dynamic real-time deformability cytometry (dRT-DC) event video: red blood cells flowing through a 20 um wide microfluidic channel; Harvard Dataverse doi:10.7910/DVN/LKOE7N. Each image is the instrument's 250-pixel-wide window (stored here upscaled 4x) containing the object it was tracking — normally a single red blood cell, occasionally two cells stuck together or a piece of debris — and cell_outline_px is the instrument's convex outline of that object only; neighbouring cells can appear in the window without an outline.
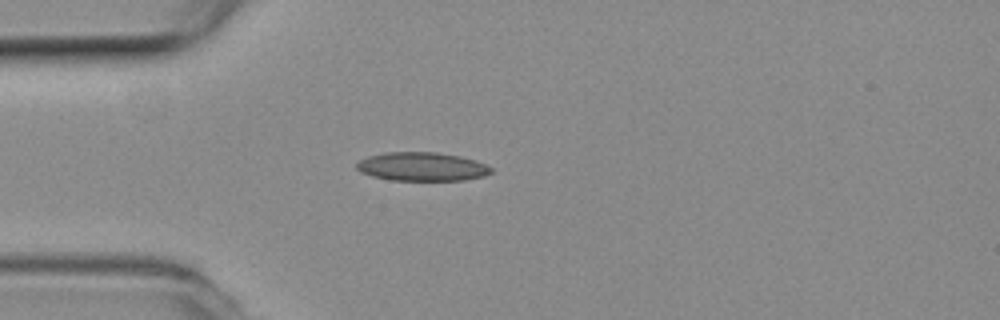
{"species": "common noctule bat (a hibernating species)", "species_latin": "Nyctalus noctula", "temperature_condition": "room temperature", "stored_images_in_passage": 1, "camera_frame_rate_fps": 3000, "um_per_image_px": 0.085, "animal": {"sex": "female", "body_mass_g": 19.3, "forearm_length_mm": 54.1}, "frame": {"image": 1, "passage_image": 1, "time_ms": 0.0, "image_size_px": [1000, 320], "cell_outline_px": [[492, 172], [484, 176], [464, 180], [392, 180], [372, 176], [360, 172], [356, 168], [356, 164], [360, 160], [368, 156], [384, 152], [436, 152], [460, 156], [476, 160], [492, 168]], "centroid_in_image_um": [35.86, 14.16], "position_along_channel_um": 49.1, "area_um2": 22.48}}